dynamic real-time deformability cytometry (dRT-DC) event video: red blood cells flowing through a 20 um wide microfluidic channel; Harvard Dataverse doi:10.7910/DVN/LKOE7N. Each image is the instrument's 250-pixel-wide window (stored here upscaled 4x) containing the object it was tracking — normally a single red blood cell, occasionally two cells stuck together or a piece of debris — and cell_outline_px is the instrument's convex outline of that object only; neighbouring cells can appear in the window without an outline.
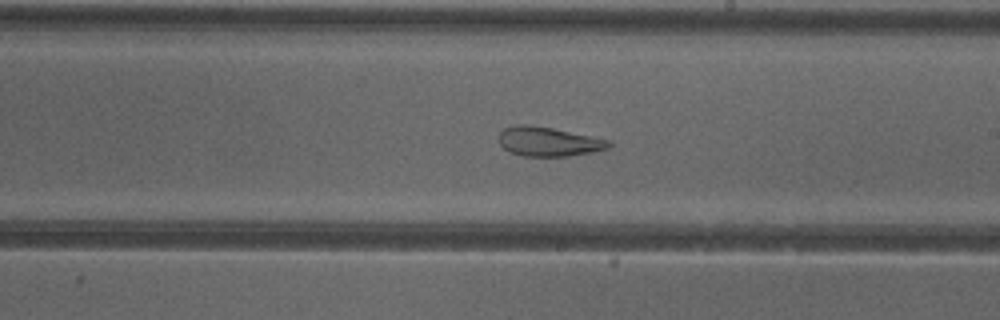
{"species": "common noctule bat (a hibernating species)", "species_latin": "Nyctalus noctula", "temperature_condition": "cold", "stored_images_in_passage": 42, "camera_frame_rate_fps": 3000, "um_per_image_px": 0.085, "animal": {"sex": "female"}, "frame": {"image": 1, "passage_image": 19, "time_ms": 6.0, "image_size_px": [1000, 320], "cell_outline_px": [[612, 144], [608, 148], [592, 152], [568, 156], [524, 156], [508, 152], [500, 144], [500, 132], [504, 128], [516, 124], [528, 124], [552, 128], [608, 140]], "centroid_in_image_um": [46.58, 12.04], "position_along_channel_um": 242.4, "area_um2": 18.61}}
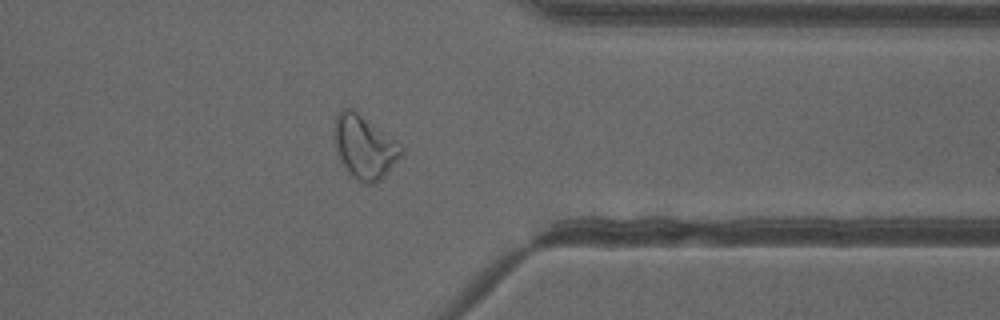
{"frame": {"image": 2, "passage_image": 30, "time_ms": 9.667, "image_size_px": [1000, 320], "cell_outline_px": [[404, 152], [384, 176], [380, 180], [372, 184], [368, 184], [356, 180], [348, 172], [340, 160], [336, 152], [332, 136], [336, 116], [344, 108], [352, 108], [400, 144], [404, 148]], "centroid_in_image_um": [30.94, 12.5], "position_along_channel_um": 380.5, "area_um2": 24.62}, "authors_computed_cell_mechanics": {"area_um2": 24.4783, "velocity_mm_per_s": 3.9742, "shape_relaxation_time_tau1_ms": null, "shape_relaxation_time_tau2_ms": 2.1054, "deformation_change_tau1": null, "deformation_change_tau2": 0.0966}}